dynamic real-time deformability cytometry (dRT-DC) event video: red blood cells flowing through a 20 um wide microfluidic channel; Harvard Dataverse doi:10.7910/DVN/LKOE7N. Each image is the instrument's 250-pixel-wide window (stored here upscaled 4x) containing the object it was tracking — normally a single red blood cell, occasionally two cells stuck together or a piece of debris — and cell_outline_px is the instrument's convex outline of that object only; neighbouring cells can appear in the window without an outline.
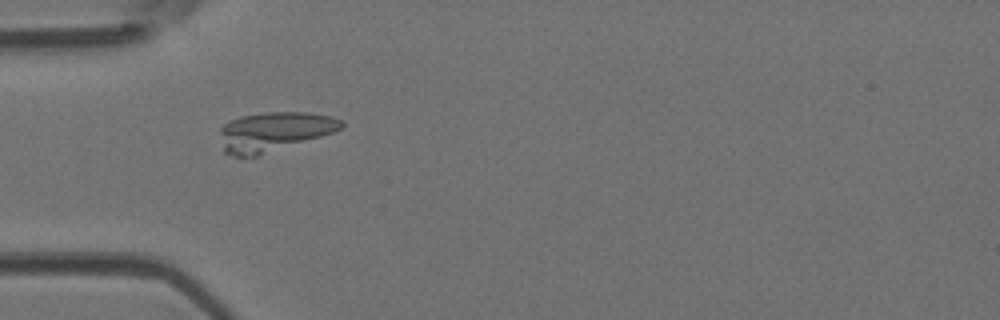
{"species": "Egyptian fruit bat (a non-hibernating species)", "species_latin": "Rousettus aegyptiacus", "temperature_condition": "room temperature", "stored_images_in_passage": 5, "camera_frame_rate_fps": 3000, "um_per_image_px": 0.085, "animal": {"sex": "female"}, "frame": {"image": 1, "passage_image": 3, "time_ms": 0.667, "image_size_px": [1000, 320], "cell_outline_px": [[344, 124], [340, 128], [332, 132], [320, 136], [256, 156], [232, 156], [224, 152], [220, 132], [220, 128], [228, 120], [240, 116], [264, 112], [308, 112], [332, 116], [344, 120]], "centroid_in_image_um": [23.26, 11.16], "position_along_channel_um": 61.7, "area_um2": 27.57}}
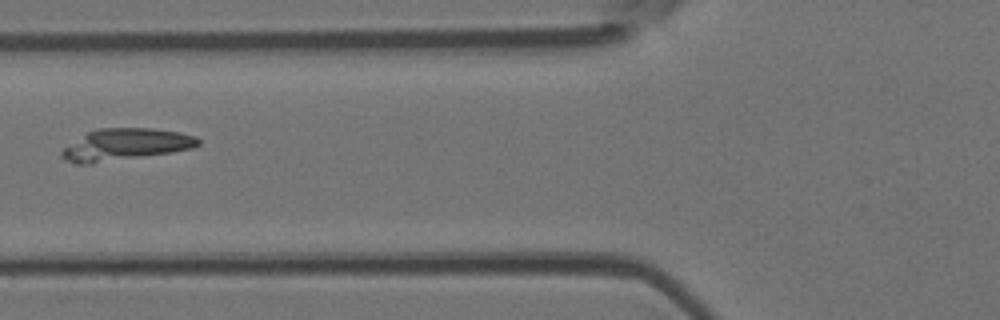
{"frame": {"image": 2, "passage_image": 4, "time_ms": 1.0, "image_size_px": [1000, 320], "cell_outline_px": [[200, 144], [192, 148], [172, 152], [92, 164], [76, 164], [64, 160], [60, 156], [60, 152], [64, 148], [88, 132], [100, 128], [152, 128], [180, 132], [196, 136], [200, 140]], "centroid_in_image_um": [10.66, 12.29], "position_along_channel_um": 115.1, "area_um2": 25.26}}
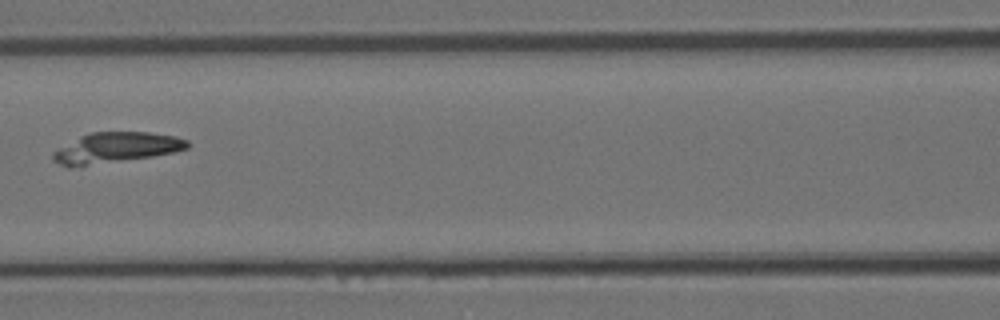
{"frame": {"image": 3, "passage_image": 5, "time_ms": 1.333, "image_size_px": [1000, 320], "cell_outline_px": [[188, 148], [172, 152], [152, 156], [72, 168], [68, 168], [52, 160], [52, 156], [60, 148], [80, 136], [92, 132], [148, 132], [176, 136], [188, 140]], "centroid_in_image_um": [9.85, 12.56], "position_along_channel_um": 156.7, "area_um2": 23.64}}